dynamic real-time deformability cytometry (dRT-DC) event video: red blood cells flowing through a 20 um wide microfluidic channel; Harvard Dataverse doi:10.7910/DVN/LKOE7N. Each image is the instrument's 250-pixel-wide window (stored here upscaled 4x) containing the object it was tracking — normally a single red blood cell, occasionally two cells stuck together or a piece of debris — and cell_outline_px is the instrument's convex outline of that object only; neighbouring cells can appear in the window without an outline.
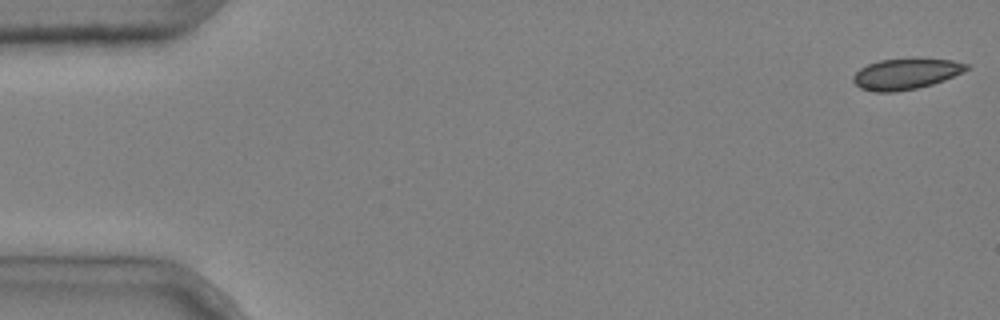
{"species": "common noctule bat (a hibernating species)", "species_latin": "Nyctalus noctula", "temperature_condition": "cold", "stored_images_in_passage": 6, "camera_frame_rate_fps": 3000, "um_per_image_px": 0.085, "animal": {"sex": "male", "body_mass_g": 20.4}, "frame": {"image": 1, "passage_image": 1, "time_ms": 0.0, "image_size_px": [1000, 320], "cell_outline_px": [[972, 68], [944, 80], [932, 84], [916, 88], [896, 92], [876, 92], [860, 88], [852, 80], [852, 76], [860, 68], [868, 64], [880, 60], [916, 56], [952, 60], [968, 64]], "centroid_in_image_um": [77.03, 6.24], "position_along_channel_um": 8.0, "area_um2": 20.98}}
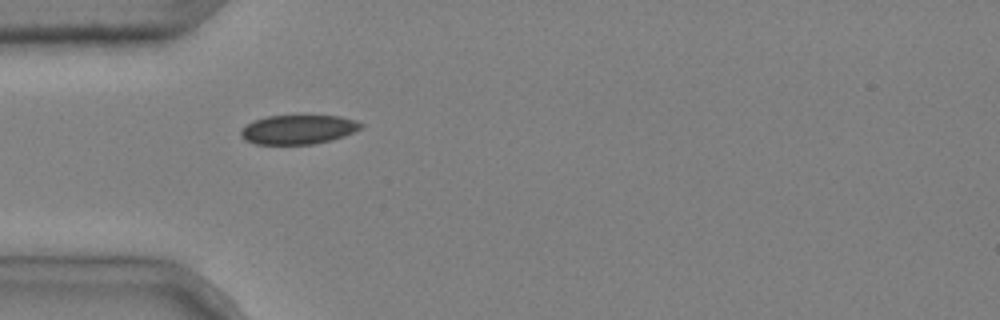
{"frame": {"image": 2, "passage_image": 5, "time_ms": 1.333, "image_size_px": [1000, 320], "cell_outline_px": [[364, 124], [360, 128], [344, 136], [332, 140], [316, 144], [256, 144], [244, 140], [240, 136], [240, 132], [252, 120], [268, 116], [340, 116], [356, 120]], "centroid_in_image_um": [25.34, 11.01], "position_along_channel_um": 59.7, "area_um2": 20.4}}